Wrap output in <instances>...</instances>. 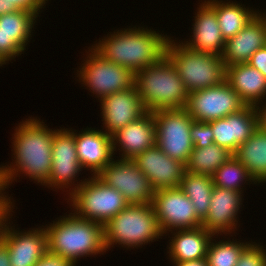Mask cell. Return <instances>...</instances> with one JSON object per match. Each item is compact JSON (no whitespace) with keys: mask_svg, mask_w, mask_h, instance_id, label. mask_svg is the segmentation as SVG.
Instances as JSON below:
<instances>
[{"mask_svg":"<svg viewBox=\"0 0 266 266\" xmlns=\"http://www.w3.org/2000/svg\"><path fill=\"white\" fill-rule=\"evenodd\" d=\"M36 117L22 120L12 135L14 162L1 166L6 189L21 174L44 185L52 167V146L55 130ZM14 163V164H13ZM18 175V176H17Z\"/></svg>","mask_w":266,"mask_h":266,"instance_id":"cell-1","label":"cell"},{"mask_svg":"<svg viewBox=\"0 0 266 266\" xmlns=\"http://www.w3.org/2000/svg\"><path fill=\"white\" fill-rule=\"evenodd\" d=\"M101 40L91 47L104 59L136 74L166 56L170 37L147 27L134 26L114 31Z\"/></svg>","mask_w":266,"mask_h":266,"instance_id":"cell-2","label":"cell"},{"mask_svg":"<svg viewBox=\"0 0 266 266\" xmlns=\"http://www.w3.org/2000/svg\"><path fill=\"white\" fill-rule=\"evenodd\" d=\"M45 229L48 250L68 259L72 264L78 263L80 257L106 252L104 226L79 218L72 212L48 224Z\"/></svg>","mask_w":266,"mask_h":266,"instance_id":"cell-3","label":"cell"},{"mask_svg":"<svg viewBox=\"0 0 266 266\" xmlns=\"http://www.w3.org/2000/svg\"><path fill=\"white\" fill-rule=\"evenodd\" d=\"M135 86L144 108L149 112L186 107L188 91L167 56L139 70L135 74Z\"/></svg>","mask_w":266,"mask_h":266,"instance_id":"cell-4","label":"cell"},{"mask_svg":"<svg viewBox=\"0 0 266 266\" xmlns=\"http://www.w3.org/2000/svg\"><path fill=\"white\" fill-rule=\"evenodd\" d=\"M161 236L164 234L152 204L128 205L104 225L106 251L115 244L138 249L144 244L162 239Z\"/></svg>","mask_w":266,"mask_h":266,"instance_id":"cell-5","label":"cell"},{"mask_svg":"<svg viewBox=\"0 0 266 266\" xmlns=\"http://www.w3.org/2000/svg\"><path fill=\"white\" fill-rule=\"evenodd\" d=\"M166 56L175 66L188 93L226 81V65L222 56L197 52L171 38Z\"/></svg>","mask_w":266,"mask_h":266,"instance_id":"cell-6","label":"cell"},{"mask_svg":"<svg viewBox=\"0 0 266 266\" xmlns=\"http://www.w3.org/2000/svg\"><path fill=\"white\" fill-rule=\"evenodd\" d=\"M69 201L77 217L103 226L129 205L118 190L106 185L96 175L87 178L73 191Z\"/></svg>","mask_w":266,"mask_h":266,"instance_id":"cell-7","label":"cell"},{"mask_svg":"<svg viewBox=\"0 0 266 266\" xmlns=\"http://www.w3.org/2000/svg\"><path fill=\"white\" fill-rule=\"evenodd\" d=\"M152 113L156 145L167 156L186 165L194 147L190 130L195 120L185 108L163 109Z\"/></svg>","mask_w":266,"mask_h":266,"instance_id":"cell-8","label":"cell"},{"mask_svg":"<svg viewBox=\"0 0 266 266\" xmlns=\"http://www.w3.org/2000/svg\"><path fill=\"white\" fill-rule=\"evenodd\" d=\"M86 53L87 58L77 70L78 81L96 94L99 101L135 85V73L131 70L104 59L92 47Z\"/></svg>","mask_w":266,"mask_h":266,"instance_id":"cell-9","label":"cell"},{"mask_svg":"<svg viewBox=\"0 0 266 266\" xmlns=\"http://www.w3.org/2000/svg\"><path fill=\"white\" fill-rule=\"evenodd\" d=\"M247 105L237 92L223 83L188 93L186 111L197 122H210L244 109Z\"/></svg>","mask_w":266,"mask_h":266,"instance_id":"cell-10","label":"cell"},{"mask_svg":"<svg viewBox=\"0 0 266 266\" xmlns=\"http://www.w3.org/2000/svg\"><path fill=\"white\" fill-rule=\"evenodd\" d=\"M76 131L68 130V128L55 130L52 146V167L49 179L44 184L45 187H51L52 189L54 187L55 190L69 187L68 196L86 180H80L81 182L75 180L79 176V172L84 170L77 154ZM75 181H77V184H74Z\"/></svg>","mask_w":266,"mask_h":266,"instance_id":"cell-11","label":"cell"},{"mask_svg":"<svg viewBox=\"0 0 266 266\" xmlns=\"http://www.w3.org/2000/svg\"><path fill=\"white\" fill-rule=\"evenodd\" d=\"M131 204H152L154 189L132 159L111 160L97 175Z\"/></svg>","mask_w":266,"mask_h":266,"instance_id":"cell-12","label":"cell"},{"mask_svg":"<svg viewBox=\"0 0 266 266\" xmlns=\"http://www.w3.org/2000/svg\"><path fill=\"white\" fill-rule=\"evenodd\" d=\"M152 205L163 234L202 226L192 201L180 187L154 191Z\"/></svg>","mask_w":266,"mask_h":266,"instance_id":"cell-13","label":"cell"},{"mask_svg":"<svg viewBox=\"0 0 266 266\" xmlns=\"http://www.w3.org/2000/svg\"><path fill=\"white\" fill-rule=\"evenodd\" d=\"M136 166L149 179L154 191L179 188L186 165L162 152L155 144L132 159Z\"/></svg>","mask_w":266,"mask_h":266,"instance_id":"cell-14","label":"cell"},{"mask_svg":"<svg viewBox=\"0 0 266 266\" xmlns=\"http://www.w3.org/2000/svg\"><path fill=\"white\" fill-rule=\"evenodd\" d=\"M35 12L18 9L15 12L0 16V61L2 64L11 62L16 56L24 53L32 28L38 18Z\"/></svg>","mask_w":266,"mask_h":266,"instance_id":"cell-15","label":"cell"},{"mask_svg":"<svg viewBox=\"0 0 266 266\" xmlns=\"http://www.w3.org/2000/svg\"><path fill=\"white\" fill-rule=\"evenodd\" d=\"M101 115L104 132L112 135L120 128L142 117L147 110L144 108L136 86L112 93L103 97Z\"/></svg>","mask_w":266,"mask_h":266,"instance_id":"cell-16","label":"cell"},{"mask_svg":"<svg viewBox=\"0 0 266 266\" xmlns=\"http://www.w3.org/2000/svg\"><path fill=\"white\" fill-rule=\"evenodd\" d=\"M9 224L7 220L1 239L9 251L10 266H34L48 250L45 226L20 231Z\"/></svg>","mask_w":266,"mask_h":266,"instance_id":"cell-17","label":"cell"},{"mask_svg":"<svg viewBox=\"0 0 266 266\" xmlns=\"http://www.w3.org/2000/svg\"><path fill=\"white\" fill-rule=\"evenodd\" d=\"M243 192H237L221 187L213 188L210 208L202 220V227L216 234L229 235L235 232L238 223V213L242 206ZM237 216V217H236Z\"/></svg>","mask_w":266,"mask_h":266,"instance_id":"cell-18","label":"cell"},{"mask_svg":"<svg viewBox=\"0 0 266 266\" xmlns=\"http://www.w3.org/2000/svg\"><path fill=\"white\" fill-rule=\"evenodd\" d=\"M208 123L212 126L214 143L232 153L258 129L254 106H246L241 111Z\"/></svg>","mask_w":266,"mask_h":266,"instance_id":"cell-19","label":"cell"},{"mask_svg":"<svg viewBox=\"0 0 266 266\" xmlns=\"http://www.w3.org/2000/svg\"><path fill=\"white\" fill-rule=\"evenodd\" d=\"M112 154L120 150V159H133L147 148L156 144L153 113L147 111L142 117L131 122L111 135Z\"/></svg>","mask_w":266,"mask_h":266,"instance_id":"cell-20","label":"cell"},{"mask_svg":"<svg viewBox=\"0 0 266 266\" xmlns=\"http://www.w3.org/2000/svg\"><path fill=\"white\" fill-rule=\"evenodd\" d=\"M195 13L193 35L191 40L180 41L186 47L197 52L222 56L225 48V39L221 34L215 10L204 0Z\"/></svg>","mask_w":266,"mask_h":266,"instance_id":"cell-21","label":"cell"},{"mask_svg":"<svg viewBox=\"0 0 266 266\" xmlns=\"http://www.w3.org/2000/svg\"><path fill=\"white\" fill-rule=\"evenodd\" d=\"M266 45V27L256 14L234 37L227 39L222 59L227 66L247 63L252 54Z\"/></svg>","mask_w":266,"mask_h":266,"instance_id":"cell-22","label":"cell"},{"mask_svg":"<svg viewBox=\"0 0 266 266\" xmlns=\"http://www.w3.org/2000/svg\"><path fill=\"white\" fill-rule=\"evenodd\" d=\"M77 154L82 167L97 175L113 159L111 136L102 130L86 128L75 133Z\"/></svg>","mask_w":266,"mask_h":266,"instance_id":"cell-23","label":"cell"},{"mask_svg":"<svg viewBox=\"0 0 266 266\" xmlns=\"http://www.w3.org/2000/svg\"><path fill=\"white\" fill-rule=\"evenodd\" d=\"M172 238L167 246L171 262H184L206 258L209 243L214 234L205 228L169 231ZM173 260V261H172Z\"/></svg>","mask_w":266,"mask_h":266,"instance_id":"cell-24","label":"cell"},{"mask_svg":"<svg viewBox=\"0 0 266 266\" xmlns=\"http://www.w3.org/2000/svg\"><path fill=\"white\" fill-rule=\"evenodd\" d=\"M226 81L247 106H256L266 99V77L248 63L226 67Z\"/></svg>","mask_w":266,"mask_h":266,"instance_id":"cell-25","label":"cell"},{"mask_svg":"<svg viewBox=\"0 0 266 266\" xmlns=\"http://www.w3.org/2000/svg\"><path fill=\"white\" fill-rule=\"evenodd\" d=\"M233 155L247 168L256 182H266V131L258 128Z\"/></svg>","mask_w":266,"mask_h":266,"instance_id":"cell-26","label":"cell"},{"mask_svg":"<svg viewBox=\"0 0 266 266\" xmlns=\"http://www.w3.org/2000/svg\"><path fill=\"white\" fill-rule=\"evenodd\" d=\"M214 10L221 34L225 41L234 37L257 14L254 8H246L240 3L222 0L206 1Z\"/></svg>","mask_w":266,"mask_h":266,"instance_id":"cell-27","label":"cell"},{"mask_svg":"<svg viewBox=\"0 0 266 266\" xmlns=\"http://www.w3.org/2000/svg\"><path fill=\"white\" fill-rule=\"evenodd\" d=\"M213 188L212 176L184 172L180 189L192 201L195 212L201 220L209 211Z\"/></svg>","mask_w":266,"mask_h":266,"instance_id":"cell-28","label":"cell"},{"mask_svg":"<svg viewBox=\"0 0 266 266\" xmlns=\"http://www.w3.org/2000/svg\"><path fill=\"white\" fill-rule=\"evenodd\" d=\"M232 155L227 148L215 143L204 148H193L186 164V171L212 176Z\"/></svg>","mask_w":266,"mask_h":266,"instance_id":"cell-29","label":"cell"},{"mask_svg":"<svg viewBox=\"0 0 266 266\" xmlns=\"http://www.w3.org/2000/svg\"><path fill=\"white\" fill-rule=\"evenodd\" d=\"M212 181L215 187L230 189L237 192H243L244 188L242 185L247 181L246 184L250 182L258 184L249 174L247 168L234 155L212 174Z\"/></svg>","mask_w":266,"mask_h":266,"instance_id":"cell-30","label":"cell"},{"mask_svg":"<svg viewBox=\"0 0 266 266\" xmlns=\"http://www.w3.org/2000/svg\"><path fill=\"white\" fill-rule=\"evenodd\" d=\"M212 241V242H211ZM207 251L206 259L208 266H236L238 259L249 242H240L237 240H219L211 239Z\"/></svg>","mask_w":266,"mask_h":266,"instance_id":"cell-31","label":"cell"},{"mask_svg":"<svg viewBox=\"0 0 266 266\" xmlns=\"http://www.w3.org/2000/svg\"><path fill=\"white\" fill-rule=\"evenodd\" d=\"M256 242L249 243L241 253L236 266H266V249Z\"/></svg>","mask_w":266,"mask_h":266,"instance_id":"cell-32","label":"cell"},{"mask_svg":"<svg viewBox=\"0 0 266 266\" xmlns=\"http://www.w3.org/2000/svg\"><path fill=\"white\" fill-rule=\"evenodd\" d=\"M193 148H204L214 143L212 126L208 122L194 121L190 130Z\"/></svg>","mask_w":266,"mask_h":266,"instance_id":"cell-33","label":"cell"},{"mask_svg":"<svg viewBox=\"0 0 266 266\" xmlns=\"http://www.w3.org/2000/svg\"><path fill=\"white\" fill-rule=\"evenodd\" d=\"M5 190H6L5 186L0 190V239L2 237V232L7 220L11 221L10 220V218H12L11 212H13L12 208L14 207V205L12 204L13 202L11 201L12 200L11 196L8 197V194L5 195L6 194L4 192Z\"/></svg>","mask_w":266,"mask_h":266,"instance_id":"cell-34","label":"cell"},{"mask_svg":"<svg viewBox=\"0 0 266 266\" xmlns=\"http://www.w3.org/2000/svg\"><path fill=\"white\" fill-rule=\"evenodd\" d=\"M34 266H76L59 254L47 250Z\"/></svg>","mask_w":266,"mask_h":266,"instance_id":"cell-35","label":"cell"},{"mask_svg":"<svg viewBox=\"0 0 266 266\" xmlns=\"http://www.w3.org/2000/svg\"><path fill=\"white\" fill-rule=\"evenodd\" d=\"M11 2L17 9L35 12L37 15L40 13V9L44 8L46 1L48 0H6Z\"/></svg>","mask_w":266,"mask_h":266,"instance_id":"cell-36","label":"cell"},{"mask_svg":"<svg viewBox=\"0 0 266 266\" xmlns=\"http://www.w3.org/2000/svg\"><path fill=\"white\" fill-rule=\"evenodd\" d=\"M247 63L266 77V45L252 54Z\"/></svg>","mask_w":266,"mask_h":266,"instance_id":"cell-37","label":"cell"},{"mask_svg":"<svg viewBox=\"0 0 266 266\" xmlns=\"http://www.w3.org/2000/svg\"><path fill=\"white\" fill-rule=\"evenodd\" d=\"M259 104L255 106V110L258 117V128L266 131V102L265 104L264 102Z\"/></svg>","mask_w":266,"mask_h":266,"instance_id":"cell-38","label":"cell"},{"mask_svg":"<svg viewBox=\"0 0 266 266\" xmlns=\"http://www.w3.org/2000/svg\"><path fill=\"white\" fill-rule=\"evenodd\" d=\"M0 266H10L9 251L2 239H0Z\"/></svg>","mask_w":266,"mask_h":266,"instance_id":"cell-39","label":"cell"},{"mask_svg":"<svg viewBox=\"0 0 266 266\" xmlns=\"http://www.w3.org/2000/svg\"><path fill=\"white\" fill-rule=\"evenodd\" d=\"M174 263L173 266H208V261L206 258L198 259V260H191V261H184V262H172Z\"/></svg>","mask_w":266,"mask_h":266,"instance_id":"cell-40","label":"cell"},{"mask_svg":"<svg viewBox=\"0 0 266 266\" xmlns=\"http://www.w3.org/2000/svg\"><path fill=\"white\" fill-rule=\"evenodd\" d=\"M18 10L11 2L0 0V16Z\"/></svg>","mask_w":266,"mask_h":266,"instance_id":"cell-41","label":"cell"},{"mask_svg":"<svg viewBox=\"0 0 266 266\" xmlns=\"http://www.w3.org/2000/svg\"><path fill=\"white\" fill-rule=\"evenodd\" d=\"M260 12V13H259ZM257 14L259 15V17L263 20L264 24H265V27H266V11L265 13L264 12H261V11H257ZM263 14V15H262Z\"/></svg>","mask_w":266,"mask_h":266,"instance_id":"cell-42","label":"cell"}]
</instances>
